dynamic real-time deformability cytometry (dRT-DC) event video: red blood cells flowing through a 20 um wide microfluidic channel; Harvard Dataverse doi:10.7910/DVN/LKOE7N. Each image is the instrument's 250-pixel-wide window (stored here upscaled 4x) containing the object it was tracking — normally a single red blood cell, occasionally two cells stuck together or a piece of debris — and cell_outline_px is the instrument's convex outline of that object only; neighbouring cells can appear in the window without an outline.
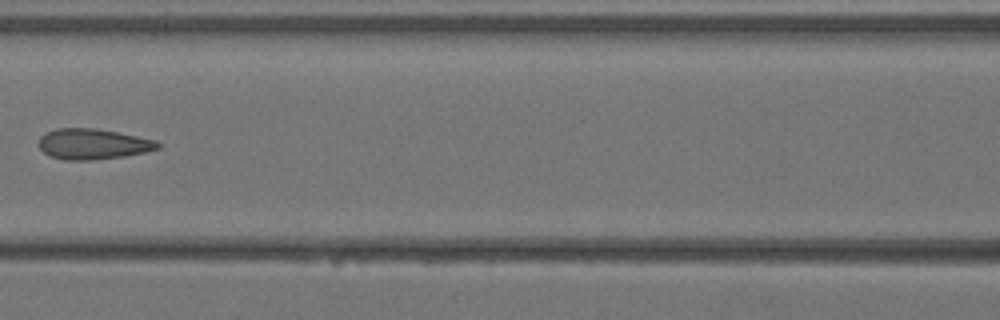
{"species": "Egyptian fruit bat (a non-hibernating species)", "species_latin": "Rousettus aegyptiacus", "temperature_condition": "warm", "stored_images_in_passage": 3, "camera_frame_rate_fps": 3000, "um_per_image_px": 0.085, "animal": {"sex": "female"}, "frame": {"image": 1, "passage_image": 3, "time_ms": 0.667, "image_size_px": [1000, 320], "cell_outline_px": [[160, 148], [144, 152], [124, 156], [92, 160], [64, 160], [52, 156], [44, 152], [40, 148], [40, 136], [44, 132], [56, 128], [96, 128], [156, 140], [160, 144]], "centroid_in_image_um": [7.88, 12.24], "position_along_channel_um": 158.7, "area_um2": 21.1}}